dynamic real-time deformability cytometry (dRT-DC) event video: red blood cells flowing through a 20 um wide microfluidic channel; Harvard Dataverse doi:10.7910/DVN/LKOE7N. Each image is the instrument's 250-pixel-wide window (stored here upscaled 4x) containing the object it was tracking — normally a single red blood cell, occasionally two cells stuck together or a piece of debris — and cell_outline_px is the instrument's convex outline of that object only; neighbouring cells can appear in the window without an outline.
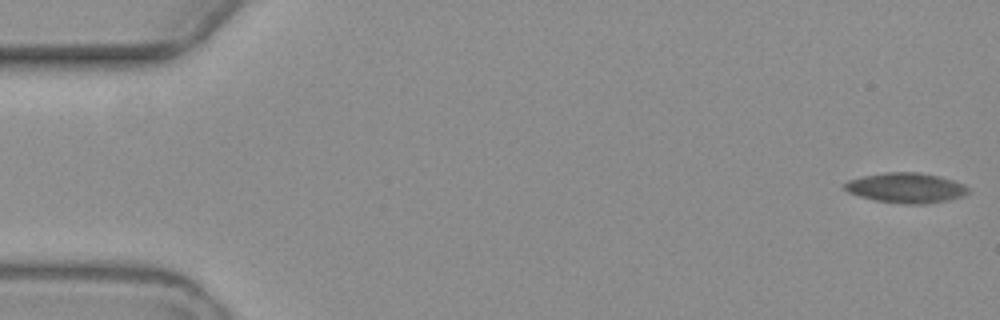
{"species": "common noctule bat (a hibernating species)", "species_latin": "Nyctalus noctula", "temperature_condition": "warm", "stored_images_in_passage": 6, "camera_frame_rate_fps": 3000, "um_per_image_px": 0.085, "animal": {"sex": "female", "body_mass_g": 19.3, "forearm_length_mm": 54.1}, "frame": {"image": 1, "passage_image": 1, "time_ms": 0.0, "image_size_px": [1000, 320], "cell_outline_px": [[968, 192], [964, 196], [948, 200], [924, 204], [904, 204], [876, 200], [860, 196], [848, 192], [844, 188], [844, 184], [848, 180], [864, 176], [884, 172], [920, 172], [940, 176], [964, 184], [968, 188]], "centroid_in_image_um": [77.03, 15.96], "position_along_channel_um": 8.0, "area_um2": 21.62}}
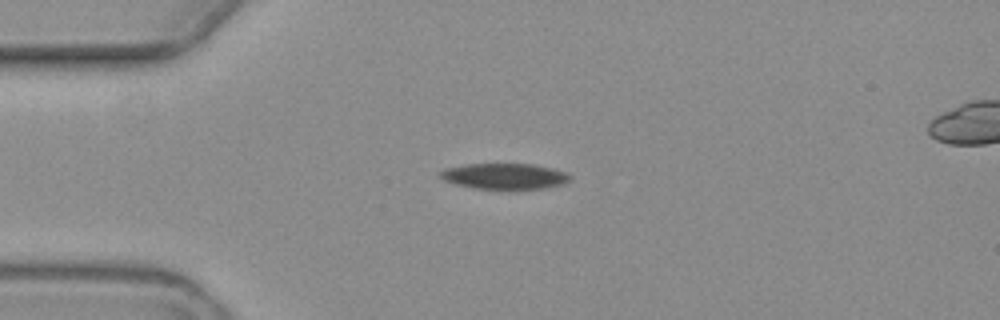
{"frame": {"image": 2, "passage_image": 4, "time_ms": 4.667, "image_size_px": [1000, 320], "cell_outline_px": [[572, 180], [564, 184], [544, 188], [516, 192], [508, 192], [476, 188], [456, 184], [444, 180], [440, 176], [440, 172], [444, 168], [468, 164], [532, 164], [552, 168], [568, 172], [572, 176]], "centroid_in_image_um": [42.97, 15.02], "position_along_channel_um": 42.0, "area_um2": 20.46}}